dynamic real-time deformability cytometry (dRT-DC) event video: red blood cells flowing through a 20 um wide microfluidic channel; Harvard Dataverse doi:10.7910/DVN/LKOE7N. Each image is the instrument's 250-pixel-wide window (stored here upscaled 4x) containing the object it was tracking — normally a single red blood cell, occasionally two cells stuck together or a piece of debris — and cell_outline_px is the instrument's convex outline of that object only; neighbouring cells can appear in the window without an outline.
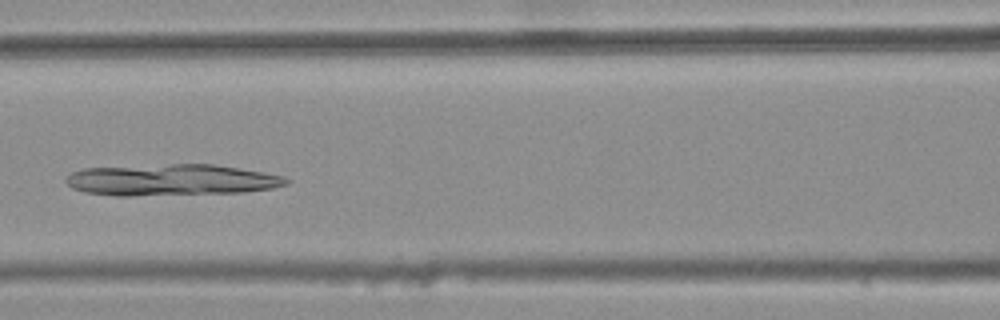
{"species": "common noctule bat (a hibernating species)", "species_latin": "Nyctalus noctula", "temperature_condition": "warm", "stored_images_in_passage": 38, "camera_frame_rate_fps": 3000, "um_per_image_px": 0.085, "animal": {"sex": "female", "body_mass_g": 25.1}, "frame": {"image": 1, "passage_image": 17, "time_ms": 5.333, "image_size_px": [1000, 320], "cell_outline_px": [[288, 184], [272, 188], [244, 192], [132, 196], [116, 196], [84, 192], [72, 188], [64, 180], [72, 172], [84, 168], [172, 164], [212, 164], [284, 176], [288, 180]], "centroid_in_image_um": [14.52, 15.3], "position_along_channel_um": 152.1, "area_um2": 40.11}}
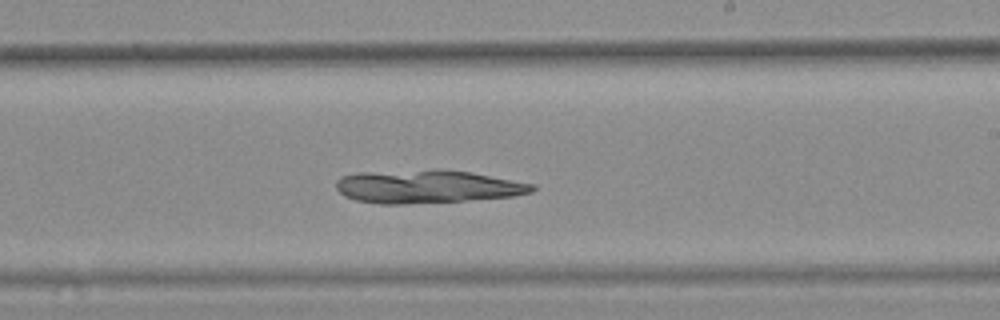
{"frame": {"image": 2, "passage_image": 25, "time_ms": 8.0, "image_size_px": [1000, 320], "cell_outline_px": [[536, 188], [532, 192], [512, 196], [464, 200], [404, 204], [380, 204], [356, 200], [344, 196], [336, 188], [336, 180], [340, 176], [360, 172], [436, 168], [472, 172], [536, 184]], "centroid_in_image_um": [36.29, 15.83], "position_along_channel_um": 252.7, "area_um2": 38.26}}
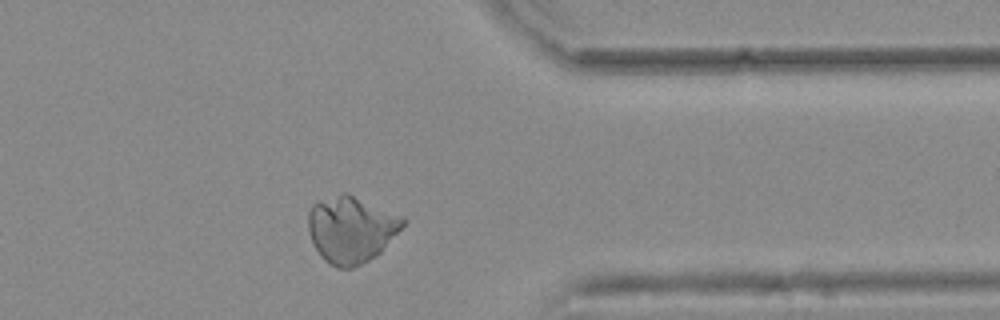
{"frame": {"image": 3, "passage_image": 36, "time_ms": 11.667, "image_size_px": [1000, 320], "cell_outline_px": [[408, 220], [380, 252], [376, 256], [352, 268], [336, 268], [328, 264], [320, 256], [308, 232], [308, 212], [312, 204], [344, 192], [348, 192], [404, 216]], "centroid_in_image_um": [29.85, 19.49], "position_along_channel_um": 381.5, "area_um2": 36.88}}